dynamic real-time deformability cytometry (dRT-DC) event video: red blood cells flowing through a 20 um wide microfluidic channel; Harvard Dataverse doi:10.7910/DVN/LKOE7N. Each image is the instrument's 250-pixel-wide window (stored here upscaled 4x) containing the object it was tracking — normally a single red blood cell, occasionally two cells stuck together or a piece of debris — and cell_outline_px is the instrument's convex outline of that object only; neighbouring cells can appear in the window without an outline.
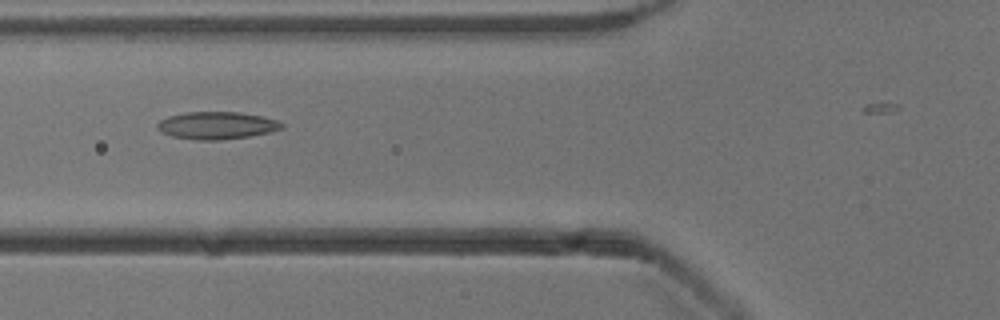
{"species": "common noctule bat (a hibernating species)", "species_latin": "Nyctalus noctula", "temperature_condition": "cold", "stored_images_in_passage": 36, "camera_frame_rate_fps": 3000, "um_per_image_px": 0.085, "animal": {"sex": "male", "body_mass_g": 13.3}, "frame": {"image": 1, "passage_image": 20, "time_ms": 6.333, "image_size_px": [1000, 320], "cell_outline_px": [[284, 124], [280, 128], [268, 132], [248, 136], [216, 140], [200, 140], [172, 136], [160, 132], [156, 128], [156, 124], [160, 120], [168, 116], [188, 112], [240, 112], [260, 116], [276, 120]], "centroid_in_image_um": [18.35, 10.65], "position_along_channel_um": 107.4, "area_um2": 19.59}}
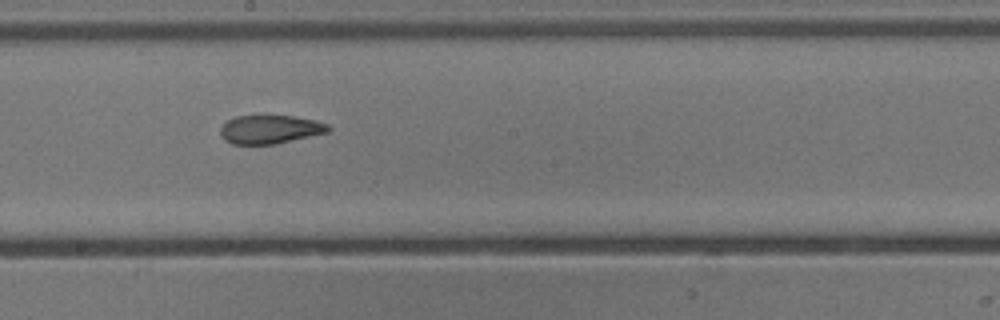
{"frame": {"image": 2, "passage_image": 29, "time_ms": 9.333, "image_size_px": [1000, 320], "cell_outline_px": [[332, 128], [328, 132], [272, 144], [232, 144], [224, 140], [220, 136], [220, 128], [228, 120], [236, 116], [292, 116], [316, 120], [328, 124]], "centroid_in_image_um": [22.94, 10.99], "position_along_channel_um": 225.3, "area_um2": 17.8}}
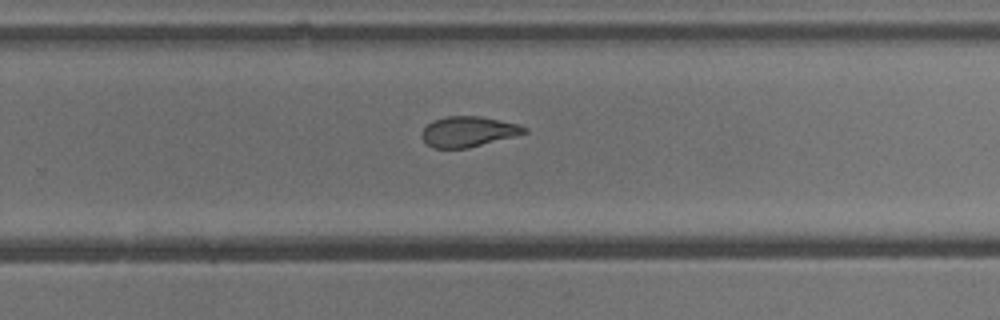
{"frame": {"image": 3, "passage_image": 34, "time_ms": 11.0, "image_size_px": [1000, 320], "cell_outline_px": [[528, 132], [468, 148], [432, 148], [420, 136], [420, 132], [432, 120], [448, 116], [480, 116], [516, 124], [528, 128]], "centroid_in_image_um": [39.75, 11.18], "position_along_channel_um": 290.0, "area_um2": 17.98}}